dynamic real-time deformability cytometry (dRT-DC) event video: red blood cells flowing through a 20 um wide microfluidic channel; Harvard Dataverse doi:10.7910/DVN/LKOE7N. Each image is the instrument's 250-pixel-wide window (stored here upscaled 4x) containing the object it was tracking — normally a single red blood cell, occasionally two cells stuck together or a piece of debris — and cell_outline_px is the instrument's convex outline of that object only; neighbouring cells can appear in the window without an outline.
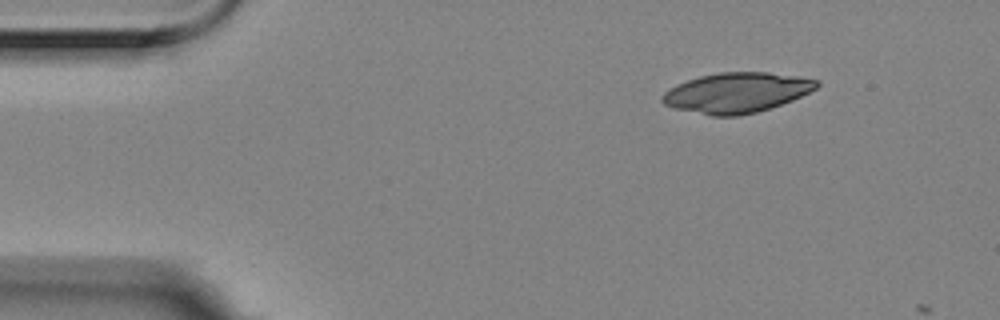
{"species": "Egyptian fruit bat (a non-hibernating species)", "species_latin": "Rousettus aegyptiacus", "temperature_condition": "room temperature", "stored_images_in_passage": 2, "camera_frame_rate_fps": 3000, "um_per_image_px": 0.085, "animal": {"sex": "female"}, "frame": {"image": 1, "passage_image": 1, "time_ms": 0.0, "image_size_px": [1000, 320], "cell_outline_px": [[820, 84], [816, 88], [792, 100], [756, 112], [740, 116], [712, 116], [676, 108], [664, 104], [660, 100], [660, 96], [664, 92], [676, 84], [700, 76], [720, 72], [768, 72], [800, 76], [820, 80]], "centroid_in_image_um": [62.61, 7.87], "position_along_channel_um": 22.4, "area_um2": 36.01}}